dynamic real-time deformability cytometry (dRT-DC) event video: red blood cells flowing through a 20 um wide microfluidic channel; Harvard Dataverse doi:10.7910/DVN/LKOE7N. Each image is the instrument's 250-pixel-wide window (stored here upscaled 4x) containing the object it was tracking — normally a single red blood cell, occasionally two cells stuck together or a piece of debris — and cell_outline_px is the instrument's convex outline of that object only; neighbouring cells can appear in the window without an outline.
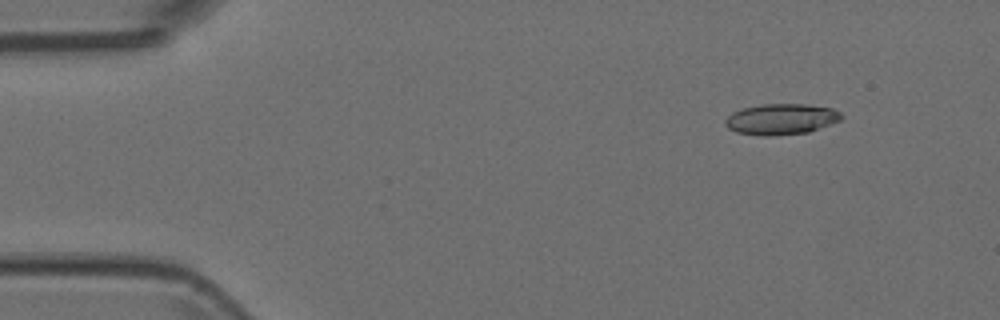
{"species": "Egyptian fruit bat (a non-hibernating species)", "species_latin": "Rousettus aegyptiacus", "temperature_condition": "room temperature", "stored_images_in_passage": 3, "camera_frame_rate_fps": 3000, "um_per_image_px": 0.085, "animal": {"sex": "female"}, "frame": {"image": 1, "passage_image": 1, "time_ms": 0.0, "image_size_px": [1000, 320], "cell_outline_px": [[844, 116], [840, 120], [808, 132], [772, 136], [760, 136], [736, 132], [728, 128], [724, 124], [724, 120], [732, 112], [744, 108], [760, 104], [804, 104], [832, 108], [840, 112]], "centroid_in_image_um": [66.37, 10.13], "position_along_channel_um": 18.6, "area_um2": 20.92}}